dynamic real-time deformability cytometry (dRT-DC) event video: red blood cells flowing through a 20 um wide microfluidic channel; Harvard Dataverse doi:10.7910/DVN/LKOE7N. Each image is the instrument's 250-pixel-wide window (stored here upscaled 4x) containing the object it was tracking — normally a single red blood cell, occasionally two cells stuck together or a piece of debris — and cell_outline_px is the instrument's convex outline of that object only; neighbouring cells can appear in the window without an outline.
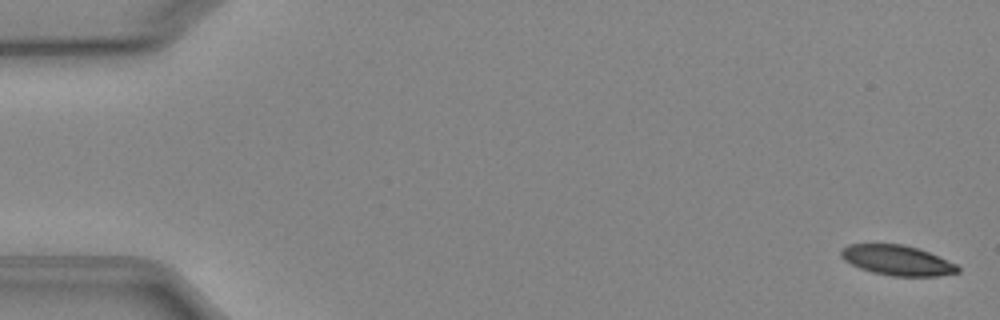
{"species": "Egyptian fruit bat (a non-hibernating species)", "species_latin": "Rousettus aegyptiacus", "temperature_condition": "cold", "stored_images_in_passage": 4, "camera_frame_rate_fps": 3000, "um_per_image_px": 0.085, "animal": {"sex": "female"}, "frame": {"image": 1, "passage_image": 1, "time_ms": 0.0, "image_size_px": [1000, 320], "cell_outline_px": [[960, 272], [936, 276], [892, 276], [872, 272], [860, 268], [844, 260], [840, 256], [840, 248], [848, 244], [904, 244], [928, 252], [956, 264], [960, 268]], "centroid_in_image_um": [76.23, 22.12], "position_along_channel_um": 8.8, "area_um2": 20.4}}
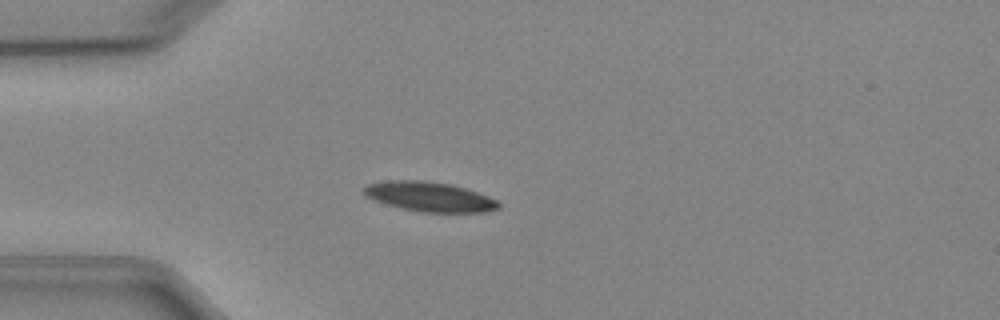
{"frame": {"image": 2, "passage_image": 4, "time_ms": 4.333, "image_size_px": [1000, 320], "cell_outline_px": [[500, 208], [484, 212], [420, 212], [384, 204], [368, 196], [364, 192], [364, 188], [368, 184], [388, 180], [424, 180], [452, 184], [488, 196], [496, 200], [500, 204]], "centroid_in_image_um": [36.53, 16.72], "position_along_channel_um": 48.5, "area_um2": 23.12}}